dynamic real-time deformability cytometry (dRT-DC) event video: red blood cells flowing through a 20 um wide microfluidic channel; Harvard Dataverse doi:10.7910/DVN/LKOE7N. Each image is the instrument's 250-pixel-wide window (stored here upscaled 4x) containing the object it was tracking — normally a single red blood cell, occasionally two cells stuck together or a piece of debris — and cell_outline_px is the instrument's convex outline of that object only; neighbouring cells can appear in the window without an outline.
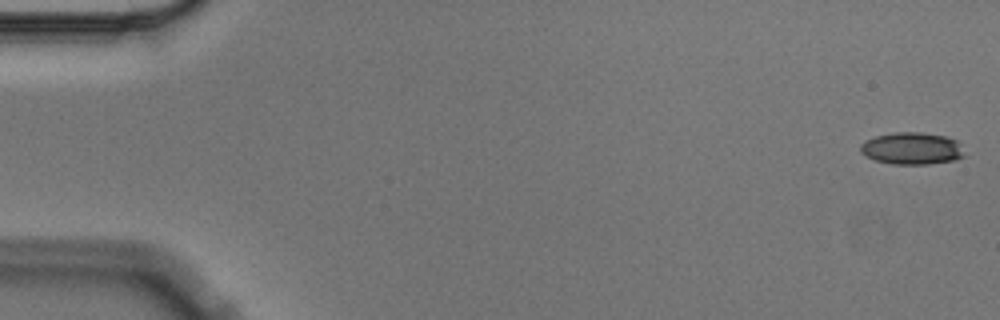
{"species": "Egyptian fruit bat (a non-hibernating species)", "species_latin": "Rousettus aegyptiacus", "temperature_condition": "cold", "stored_images_in_passage": 5, "segment_of_instrument_passage": [2, 2], "camera_frame_rate_fps": 3000, "um_per_image_px": 0.085, "animal": {"sex": "male"}, "frame": {"image": 1, "passage_image": 5, "time_ms": 1.333, "image_size_px": [1000, 320], "cell_outline_px": [[964, 156], [956, 160], [928, 164], [892, 164], [876, 160], [860, 152], [860, 144], [876, 136], [896, 132], [920, 132], [948, 136], [956, 140]], "centroid_in_image_um": [77.51, 12.61], "position_along_channel_um": 7.5, "area_um2": 19.25}}